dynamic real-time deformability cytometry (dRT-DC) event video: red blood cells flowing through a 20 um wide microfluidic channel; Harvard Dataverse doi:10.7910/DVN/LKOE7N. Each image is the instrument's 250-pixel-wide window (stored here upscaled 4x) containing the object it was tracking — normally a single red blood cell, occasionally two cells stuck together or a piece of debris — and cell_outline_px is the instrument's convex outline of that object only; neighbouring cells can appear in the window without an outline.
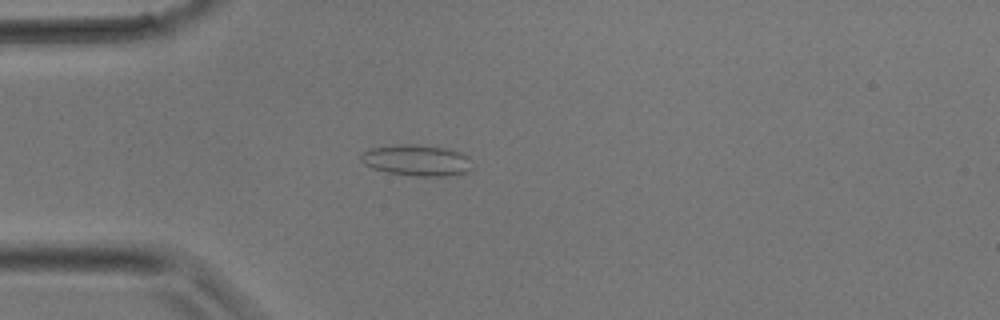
{"species": "common noctule bat (a hibernating species)", "species_latin": "Nyctalus noctula", "temperature_condition": "room temperature", "stored_images_in_passage": 25, "camera_frame_rate_fps": 3000, "um_per_image_px": 0.085, "animal": {"sex": "male", "body_mass_g": 17.9}, "frame": {"image": 1, "passage_image": 1, "time_ms": 0.0, "image_size_px": [1000, 320], "cell_outline_px": [[472, 168], [468, 172], [452, 176], [412, 176], [388, 172], [372, 168], [364, 164], [360, 160], [360, 152], [372, 148], [392, 144], [416, 144], [448, 148], [460, 152], [468, 156]], "centroid_in_image_um": [35.41, 13.62], "position_along_channel_um": 49.6, "area_um2": 20.58}}
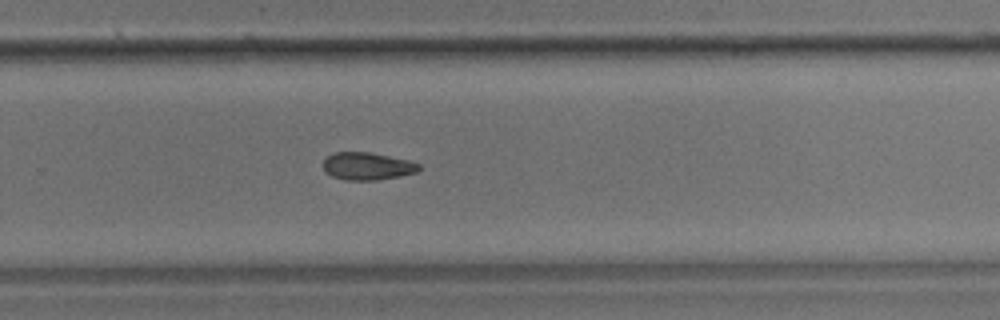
{"frame": {"image": 2, "passage_image": 14, "time_ms": 4.333, "image_size_px": [1000, 320], "cell_outline_px": [[420, 168], [416, 172], [400, 176], [376, 180], [344, 180], [332, 176], [324, 172], [324, 160], [332, 152], [368, 152], [408, 160], [420, 164]], "centroid_in_image_um": [31.19, 14.13], "position_along_channel_um": 298.6, "area_um2": 15.32}}
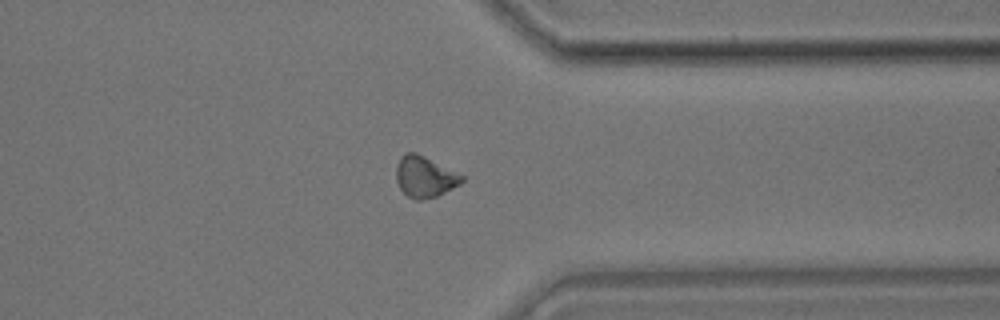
{"frame": {"image": 3, "passage_image": 18, "time_ms": 5.667, "image_size_px": [1000, 320], "cell_outline_px": [[464, 180], [460, 184], [436, 196], [420, 200], [416, 200], [408, 196], [400, 188], [396, 180], [396, 164], [400, 156], [404, 152], [416, 152], [464, 176]], "centroid_in_image_um": [36.07, 15.01], "position_along_channel_um": 375.3, "area_um2": 15.61}}